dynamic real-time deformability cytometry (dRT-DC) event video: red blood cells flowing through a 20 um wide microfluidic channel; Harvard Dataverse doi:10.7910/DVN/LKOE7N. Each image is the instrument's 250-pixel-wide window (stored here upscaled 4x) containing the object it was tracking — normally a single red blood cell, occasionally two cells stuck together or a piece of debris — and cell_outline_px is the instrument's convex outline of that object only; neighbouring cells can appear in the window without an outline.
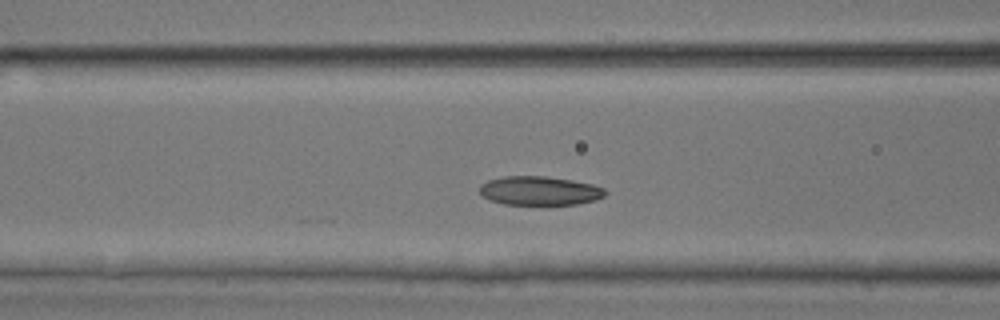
{"species": "common noctule bat (a hibernating species)", "species_latin": "Nyctalus noctula", "temperature_condition": "room temperature", "stored_images_in_passage": 48, "camera_frame_rate_fps": 3000, "um_per_image_px": 0.085, "animal": {"sex": "male", "body_mass_g": 17.9, "forearm_length_mm": 54.2}, "frame": {"image": 1, "passage_image": 17, "time_ms": 5.333, "image_size_px": [1000, 320], "cell_outline_px": [[608, 192], [604, 196], [596, 200], [576, 204], [544, 208], [540, 208], [504, 204], [488, 200], [480, 196], [480, 184], [488, 180], [504, 176], [544, 176], [572, 180], [592, 184], [604, 188]], "centroid_in_image_um": [45.85, 16.27], "position_along_channel_um": 120.8, "area_um2": 22.37}}
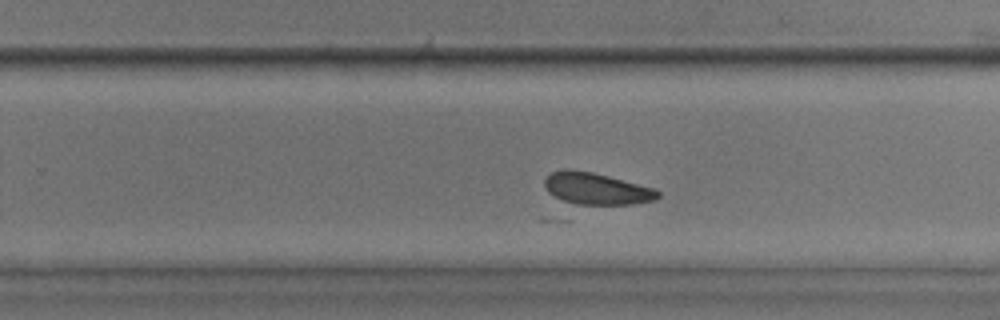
{"frame": {"image": 2, "passage_image": 29, "time_ms": 9.333, "image_size_px": [1000, 320], "cell_outline_px": [[660, 196], [652, 200], [632, 204], [576, 204], [564, 200], [548, 192], [544, 188], [544, 180], [552, 172], [592, 172], [608, 176], [652, 188], [660, 192]], "centroid_in_image_um": [50.72, 16.07], "position_along_channel_um": 279.1, "area_um2": 20.0}}
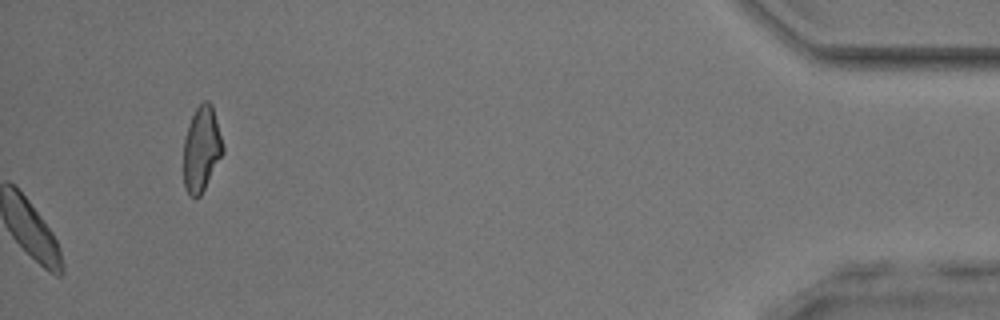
{"frame": {"image": 3, "passage_image": 48, "time_ms": 15.667, "image_size_px": [1000, 320], "cell_outline_px": [[224, 152], [200, 196], [192, 196], [184, 188], [184, 140], [188, 124], [196, 108], [204, 100], [208, 100], [212, 104], [224, 148]], "centroid_in_image_um": [17.13, 12.64], "position_along_channel_um": 418.1, "area_um2": 19.31}, "authors_computed_cell_mechanics": {"area_um2": 21.4727, "velocity_mm_per_s": 3.9798, "shape_relaxation_time_tau1_ms": 4.2113, "shape_relaxation_time_tau2_ms": 4.4761, "deformation_change_tau1": 0.0838, "deformation_change_tau2": 0.0931}}